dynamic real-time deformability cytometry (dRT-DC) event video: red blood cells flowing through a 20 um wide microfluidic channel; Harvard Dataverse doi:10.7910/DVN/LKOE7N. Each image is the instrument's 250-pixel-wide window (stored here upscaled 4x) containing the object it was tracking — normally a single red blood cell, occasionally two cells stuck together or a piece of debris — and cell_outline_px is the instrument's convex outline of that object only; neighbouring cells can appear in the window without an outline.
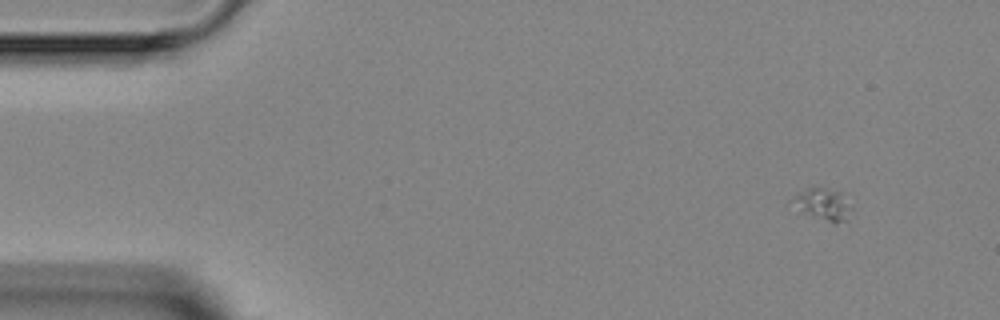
{"species": "Egyptian fruit bat (a non-hibernating species)", "species_latin": "Rousettus aegyptiacus", "temperature_condition": "room temperature", "stored_images_in_passage": 6, "camera_frame_rate_fps": 3000, "um_per_image_px": 0.085, "animal": {"sex": "female"}, "frame": {"image": 1, "passage_image": 1, "time_ms": 0.0, "image_size_px": [1000, 320], "cell_outline_px": [[852, 208], [844, 220], [836, 224], [832, 224], [804, 212], [788, 200], [796, 192], [808, 188], [824, 188], [840, 192]], "centroid_in_image_um": [69.9, 17.36], "position_along_channel_um": 15.1, "area_um2": 10.75}}